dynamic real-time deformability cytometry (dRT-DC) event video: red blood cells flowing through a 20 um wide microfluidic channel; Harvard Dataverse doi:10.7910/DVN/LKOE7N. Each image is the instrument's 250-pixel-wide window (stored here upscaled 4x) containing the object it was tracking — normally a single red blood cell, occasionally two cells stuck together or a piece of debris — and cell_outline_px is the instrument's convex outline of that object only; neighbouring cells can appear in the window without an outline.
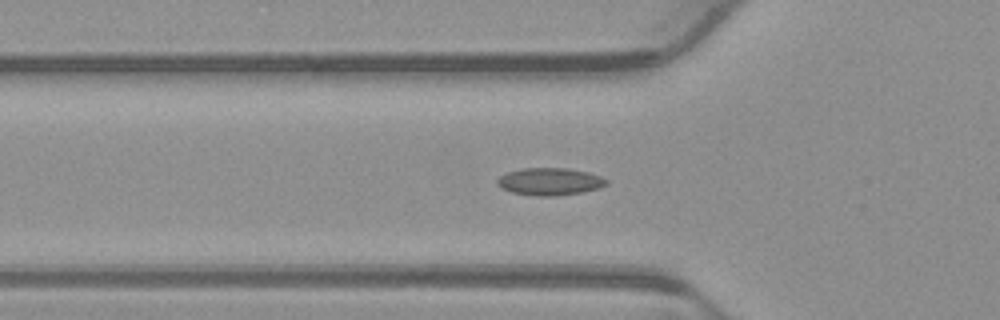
{"species": "common noctule bat (a hibernating species)", "species_latin": "Nyctalus noctula", "temperature_condition": "warm", "stored_images_in_passage": 40, "camera_frame_rate_fps": 3000, "um_per_image_px": 0.085, "animal": {"sex": "male", "body_mass_g": 23.1, "forearm_length_mm": 52.7}, "frame": {"image": 1, "passage_image": 14, "time_ms": 4.333, "image_size_px": [1000, 320], "cell_outline_px": [[608, 184], [600, 188], [580, 192], [556, 196], [536, 196], [512, 192], [500, 188], [496, 184], [496, 180], [500, 176], [508, 172], [520, 168], [568, 168], [588, 172], [600, 176], [608, 180]], "centroid_in_image_um": [46.72, 15.43], "position_along_channel_um": 79.1, "area_um2": 17.51}}
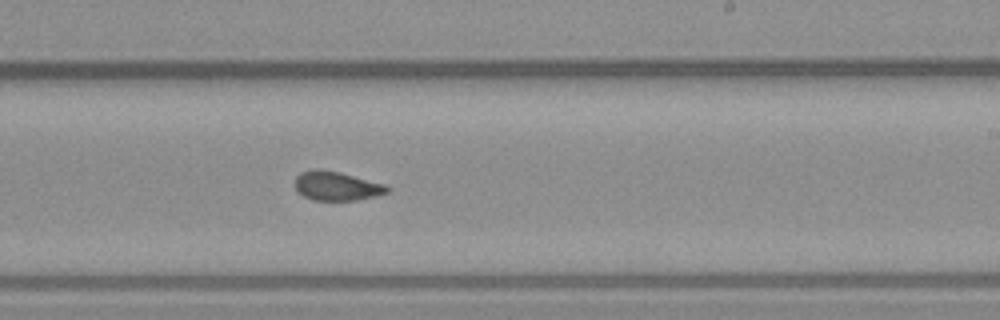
{"frame": {"image": 2, "passage_image": 28, "time_ms": 9.0, "image_size_px": [1000, 320], "cell_outline_px": [[392, 188], [388, 192], [356, 200], [312, 200], [304, 196], [296, 188], [296, 176], [300, 172], [316, 168], [320, 168], [340, 172], [384, 184]], "centroid_in_image_um": [28.6, 15.79], "position_along_channel_um": 260.4, "area_um2": 15.49}}
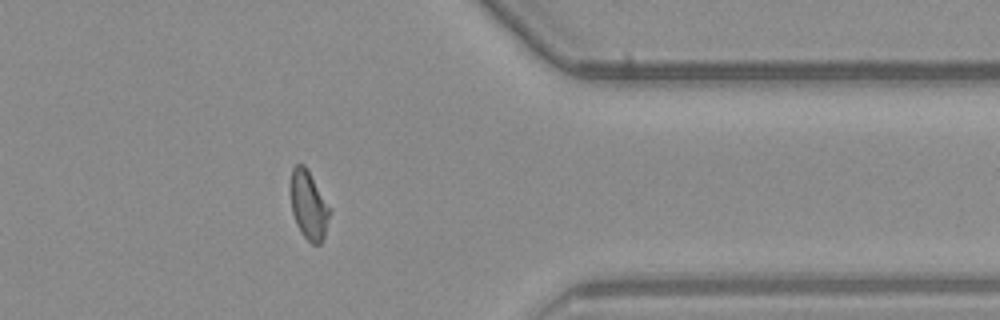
{"frame": {"image": 3, "passage_image": 39, "time_ms": 12.667, "image_size_px": [1000, 320], "cell_outline_px": [[332, 212], [324, 236], [320, 244], [312, 244], [300, 232], [296, 224], [292, 212], [288, 188], [292, 168], [296, 164], [304, 164], [308, 168]], "centroid_in_image_um": [26.2, 17.4], "position_along_channel_um": 385.2, "area_um2": 16.13}}